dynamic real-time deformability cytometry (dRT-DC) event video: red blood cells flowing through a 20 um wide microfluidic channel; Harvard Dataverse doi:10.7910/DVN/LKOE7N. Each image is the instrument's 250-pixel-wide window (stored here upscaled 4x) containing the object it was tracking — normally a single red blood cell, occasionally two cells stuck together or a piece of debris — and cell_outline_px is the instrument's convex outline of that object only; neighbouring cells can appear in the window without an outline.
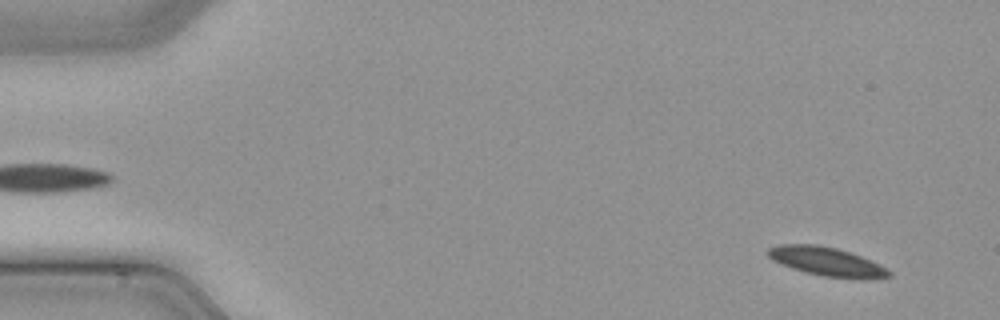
{"species": "common noctule bat (a hibernating species)", "species_latin": "Nyctalus noctula", "temperature_condition": "cold", "stored_images_in_passage": 50, "segment_of_instrument_passage": [1, 2], "camera_frame_rate_fps": 3000, "um_per_image_px": 0.085, "animal": {"sex": "male", "body_mass_g": 21.5, "forearm_length_mm": 52.0}, "frame": {"image": 1, "passage_image": 3, "time_ms": 0.667, "image_size_px": [1000, 320], "cell_outline_px": [[892, 276], [824, 276], [792, 268], [780, 264], [772, 260], [764, 252], [768, 248], [780, 244], [816, 244], [836, 248], [860, 256], [892, 272]], "centroid_in_image_um": [70.07, 22.16], "position_along_channel_um": 14.9, "area_um2": 19.19}}
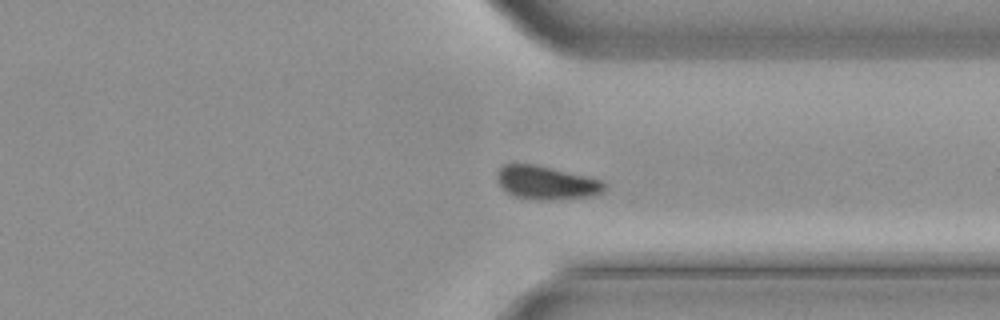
{"frame": {"image": 2, "passage_image": 37, "time_ms": 12.0, "image_size_px": [1000, 320], "cell_outline_px": [[604, 188], [600, 192], [588, 196], [556, 200], [536, 200], [512, 196], [500, 184], [496, 176], [496, 172], [504, 164], [536, 164], [600, 180], [604, 184]], "centroid_in_image_um": [46.37, 15.53], "position_along_channel_um": 365.0, "area_um2": 20.58}}
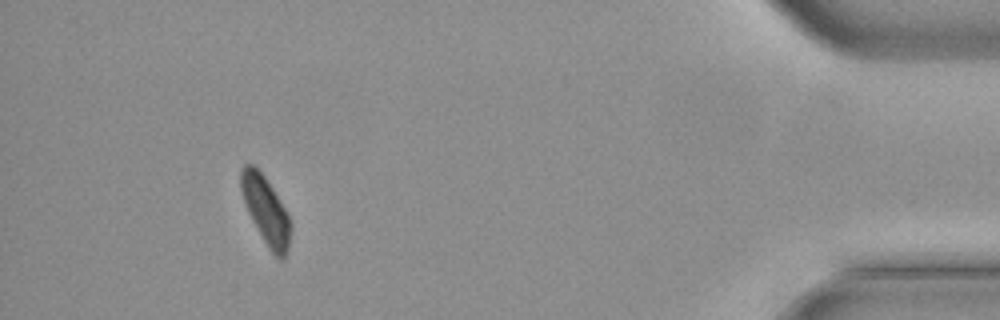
{"frame": {"image": 3, "passage_image": 45, "time_ms": 14.667, "image_size_px": [1000, 320], "cell_outline_px": [[292, 228], [288, 248], [284, 256], [280, 260], [268, 248], [252, 220], [248, 212], [240, 188], [240, 168], [244, 164], [252, 164], [264, 176], [272, 188], [284, 208], [292, 224]], "centroid_in_image_um": [22.58, 17.88], "position_along_channel_um": 412.6, "area_um2": 19.31}}